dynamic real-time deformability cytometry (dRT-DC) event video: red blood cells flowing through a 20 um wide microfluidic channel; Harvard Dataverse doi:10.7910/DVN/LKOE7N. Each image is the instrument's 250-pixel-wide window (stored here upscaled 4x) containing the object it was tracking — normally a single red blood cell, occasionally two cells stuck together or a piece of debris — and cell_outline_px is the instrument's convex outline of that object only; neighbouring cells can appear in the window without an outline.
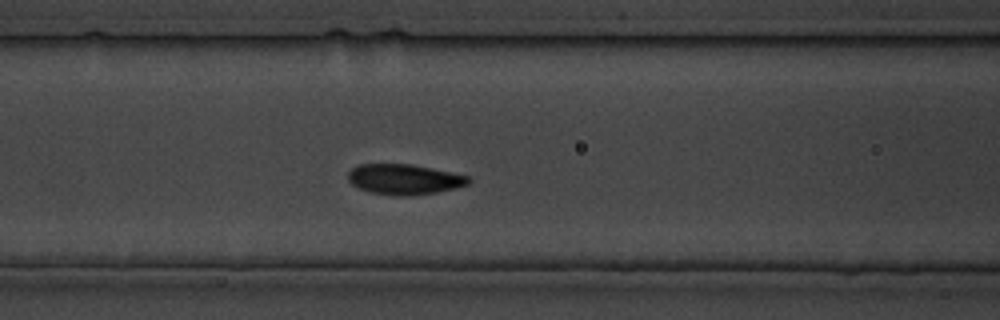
{"species": "common noctule bat (a hibernating species)", "species_latin": "Nyctalus noctula", "temperature_condition": "cold", "stored_images_in_passage": 30, "camera_frame_rate_fps": 3000, "um_per_image_px": 0.085, "animal": {"sex": "male", "body_mass_g": 19.5, "forearm_length_mm": 54.6}, "frame": {"image": 1, "passage_image": 9, "time_ms": 10.0, "image_size_px": [1000, 320], "cell_outline_px": [[472, 180], [468, 184], [456, 188], [436, 192], [404, 196], [396, 196], [372, 192], [360, 188], [352, 184], [348, 180], [348, 172], [356, 164], [412, 164], [452, 172], [468, 176]], "centroid_in_image_um": [34.36, 15.23], "position_along_channel_um": 132.2, "area_um2": 21.27}}
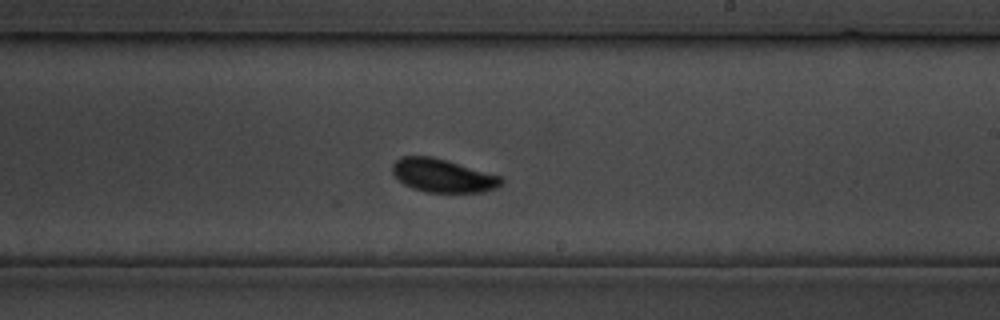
{"frame": {"image": 2, "passage_image": 16, "time_ms": 18.0, "image_size_px": [1000, 320], "cell_outline_px": [[504, 180], [496, 188], [480, 192], [428, 192], [412, 188], [404, 184], [392, 172], [392, 164], [400, 156], [432, 156], [504, 176]], "centroid_in_image_um": [37.66, 14.91], "position_along_channel_um": 251.3, "area_um2": 21.21}}
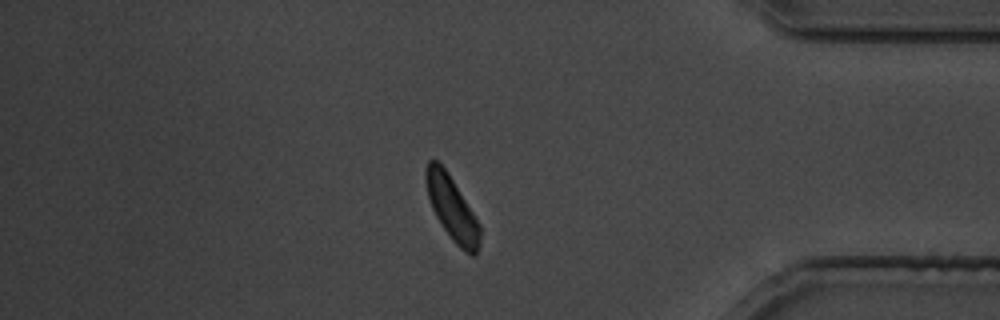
{"frame": {"image": 3, "passage_image": 25, "time_ms": 29.333, "image_size_px": [1000, 320], "cell_outline_px": [[480, 244], [476, 252], [472, 256], [464, 252], [452, 240], [436, 216], [432, 208], [428, 196], [424, 180], [424, 172], [428, 160], [436, 160], [448, 172], [480, 224]], "centroid_in_image_um": [38.4, 17.7], "position_along_channel_um": 396.8, "area_um2": 20.06}}